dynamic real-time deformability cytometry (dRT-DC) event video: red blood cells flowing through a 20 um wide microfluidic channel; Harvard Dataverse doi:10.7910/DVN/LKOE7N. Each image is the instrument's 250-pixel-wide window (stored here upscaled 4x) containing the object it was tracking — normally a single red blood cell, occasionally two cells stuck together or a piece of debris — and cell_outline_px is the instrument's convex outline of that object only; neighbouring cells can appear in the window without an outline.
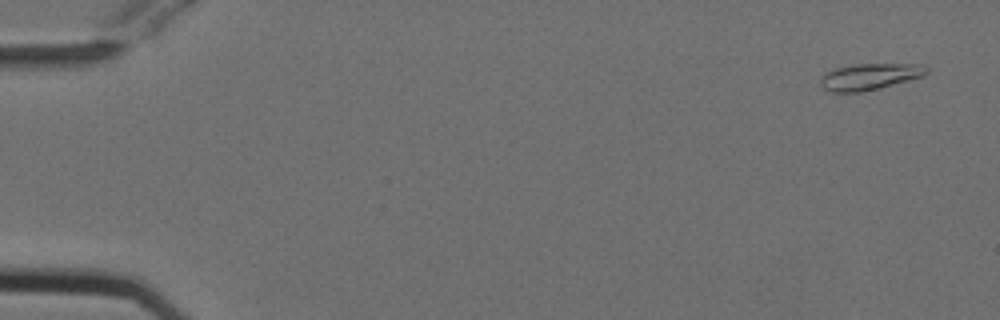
{"species": "Egyptian fruit bat (a non-hibernating species)", "species_latin": "Rousettus aegyptiacus", "temperature_condition": "cold", "stored_images_in_passage": 54, "camera_frame_rate_fps": 3000, "um_per_image_px": 0.085, "animal": {"sex": "female"}, "frame": {"image": 1, "passage_image": 3, "time_ms": 0.667, "image_size_px": [1000, 320], "cell_outline_px": [[928, 72], [924, 76], [880, 88], [860, 92], [828, 92], [820, 84], [820, 80], [824, 72], [836, 68], [856, 64], [920, 64], [928, 68]], "centroid_in_image_um": [73.91, 6.52], "position_along_channel_um": 11.1, "area_um2": 16.36}}
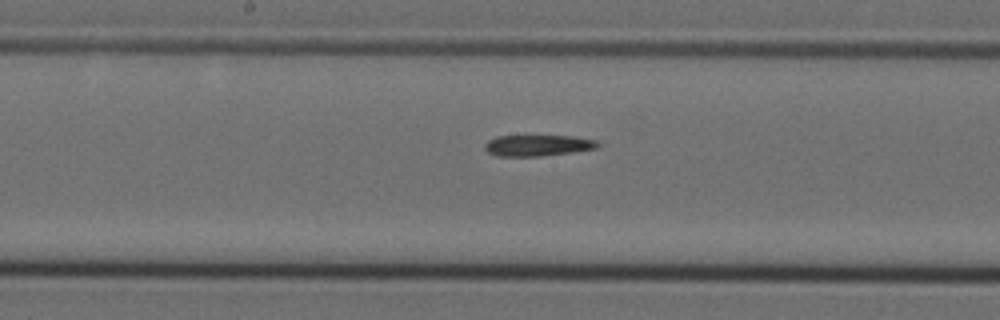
{"frame": {"image": 2, "passage_image": 29, "time_ms": 9.333, "image_size_px": [1000, 320], "cell_outline_px": [[600, 144], [596, 148], [572, 152], [540, 156], [496, 156], [488, 152], [484, 148], [484, 144], [488, 140], [496, 136], [572, 136], [596, 140]], "centroid_in_image_um": [45.67, 12.36], "position_along_channel_um": 202.5, "area_um2": 13.87}}
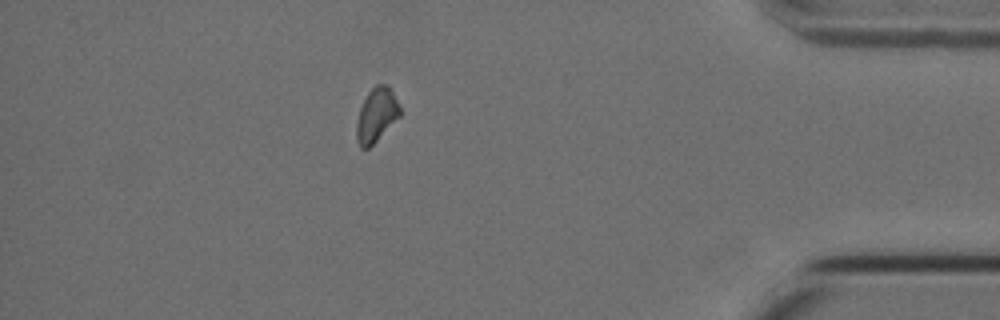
{"frame": {"image": 3, "passage_image": 48, "time_ms": 15.667, "image_size_px": [1000, 320], "cell_outline_px": [[400, 116], [368, 148], [360, 148], [356, 140], [356, 124], [360, 108], [368, 92], [376, 84], [388, 84], [400, 108]], "centroid_in_image_um": [31.98, 9.77], "position_along_channel_um": 403.2, "area_um2": 13.41}}